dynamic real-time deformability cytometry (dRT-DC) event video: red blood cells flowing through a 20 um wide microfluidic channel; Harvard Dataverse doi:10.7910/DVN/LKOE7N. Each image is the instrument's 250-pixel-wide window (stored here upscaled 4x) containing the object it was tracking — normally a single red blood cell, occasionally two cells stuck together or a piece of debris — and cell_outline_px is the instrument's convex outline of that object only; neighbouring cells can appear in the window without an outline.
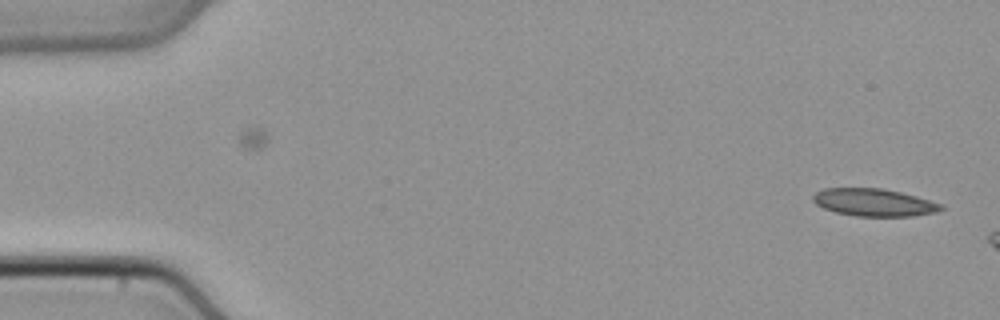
{"species": "common noctule bat (a hibernating species)", "species_latin": "Nyctalus noctula", "temperature_condition": "cold", "stored_images_in_passage": 7, "camera_frame_rate_fps": 3000, "um_per_image_px": 0.085, "animal": {"sex": "male", "body_mass_g": 21.5, "forearm_length_mm": 52.0}, "frame": {"image": 1, "passage_image": 1, "time_ms": 0.0, "image_size_px": [1000, 320], "cell_outline_px": [[944, 208], [936, 212], [912, 216], [856, 216], [836, 212], [824, 208], [816, 204], [812, 200], [812, 196], [816, 192], [824, 188], [880, 188], [900, 192], [916, 196], [944, 204]], "centroid_in_image_um": [74.29, 17.2], "position_along_channel_um": 10.7, "area_um2": 20.52}}